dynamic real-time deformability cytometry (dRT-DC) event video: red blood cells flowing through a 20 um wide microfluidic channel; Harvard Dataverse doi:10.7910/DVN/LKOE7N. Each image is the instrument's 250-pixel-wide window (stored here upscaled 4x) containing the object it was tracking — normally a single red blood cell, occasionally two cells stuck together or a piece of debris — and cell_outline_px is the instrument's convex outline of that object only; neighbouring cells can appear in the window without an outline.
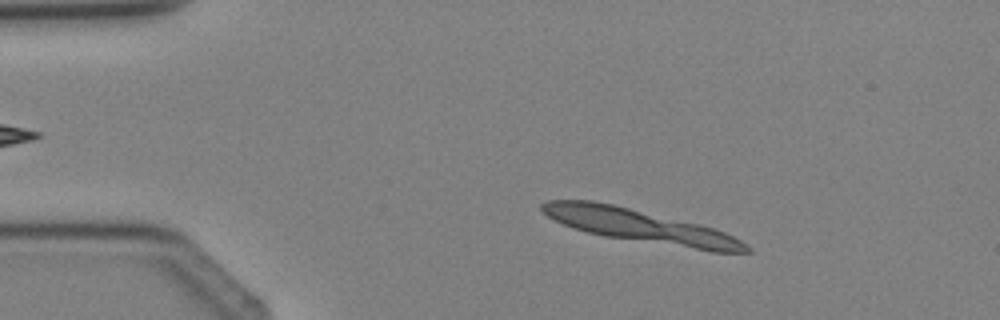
{"species": "Egyptian fruit bat (a non-hibernating species)", "species_latin": "Rousettus aegyptiacus", "temperature_condition": "cold", "stored_images_in_passage": 3, "segment_of_instrument_passage": [1, 2], "camera_frame_rate_fps": 3000, "um_per_image_px": 0.085, "animal": {"sex": "female"}, "frame": {"image": 1, "passage_image": 2, "time_ms": 1.0, "image_size_px": [1000, 320], "cell_outline_px": [[752, 252], [712, 252], [604, 236], [588, 232], [564, 224], [548, 216], [540, 208], [540, 204], [548, 200], [592, 200], [612, 204], [700, 224], [724, 232], [748, 244], [752, 248]], "centroid_in_image_um": [54.45, 19.22], "position_along_channel_um": 30.5, "area_um2": 39.07}}